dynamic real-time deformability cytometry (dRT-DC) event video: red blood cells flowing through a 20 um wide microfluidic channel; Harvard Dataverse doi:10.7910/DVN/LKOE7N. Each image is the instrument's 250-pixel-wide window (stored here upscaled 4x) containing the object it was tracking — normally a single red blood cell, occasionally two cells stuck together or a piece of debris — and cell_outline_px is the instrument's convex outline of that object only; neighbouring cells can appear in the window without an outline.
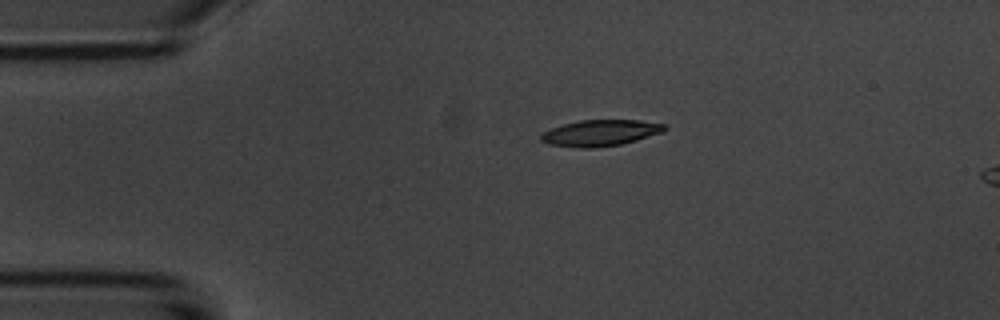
{"species": "common noctule bat (a hibernating species)", "species_latin": "Nyctalus noctula", "temperature_condition": "room temperature", "stored_images_in_passage": 44, "camera_frame_rate_fps": 3000, "um_per_image_px": 0.085, "animal": {"sex": "male", "body_mass_g": 20.1, "forearm_length_mm": 53.5}, "frame": {"image": 1, "passage_image": 1, "time_ms": 0.0, "image_size_px": [1000, 320], "cell_outline_px": [[668, 128], [664, 132], [636, 140], [620, 144], [592, 148], [580, 148], [548, 144], [540, 140], [540, 136], [544, 132], [552, 128], [564, 124], [580, 120], [640, 120], [664, 124]], "centroid_in_image_um": [51.05, 11.3], "position_along_channel_um": 34.0, "area_um2": 18.79}}
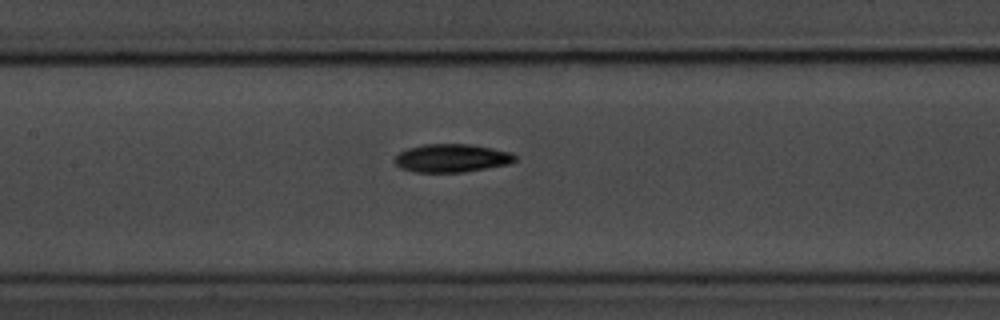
{"frame": {"image": 2, "passage_image": 15, "time_ms": 4.667, "image_size_px": [1000, 320], "cell_outline_px": [[516, 160], [508, 164], [464, 172], [416, 172], [400, 168], [392, 160], [400, 152], [408, 148], [424, 144], [468, 144], [492, 148], [512, 152], [516, 156]], "centroid_in_image_um": [38.38, 13.44], "position_along_channel_um": 169.0, "area_um2": 19.77}}
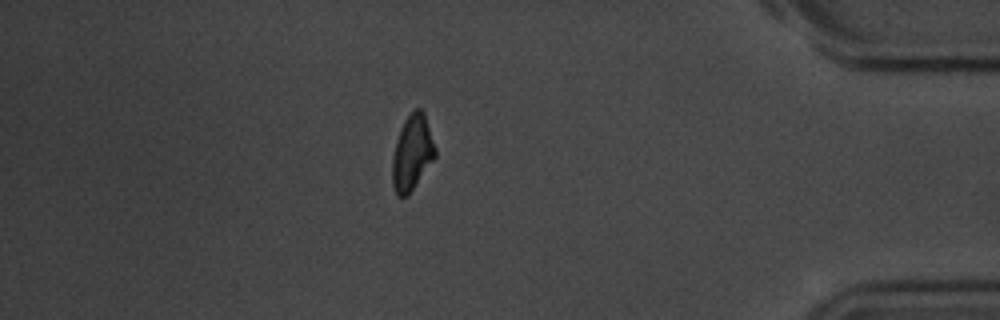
{"frame": {"image": 3, "passage_image": 37, "time_ms": 12.0, "image_size_px": [1000, 320], "cell_outline_px": [[436, 156], [408, 196], [396, 196], [392, 184], [392, 156], [396, 140], [400, 128], [404, 120], [412, 108], [420, 108], [424, 112], [436, 148]], "centroid_in_image_um": [35.02, 12.97], "position_along_channel_um": 400.2, "area_um2": 19.07}, "authors_computed_cell_mechanics": {"area_um2": 19.074, "velocity_mm_per_s": 3.6963, "shape_relaxation_time_tau1_ms": 2.86, "shape_relaxation_time_tau2_ms": 7.6003, "deformation_change_tau1": 0.1294, "deformation_change_tau2": 0.1392}}